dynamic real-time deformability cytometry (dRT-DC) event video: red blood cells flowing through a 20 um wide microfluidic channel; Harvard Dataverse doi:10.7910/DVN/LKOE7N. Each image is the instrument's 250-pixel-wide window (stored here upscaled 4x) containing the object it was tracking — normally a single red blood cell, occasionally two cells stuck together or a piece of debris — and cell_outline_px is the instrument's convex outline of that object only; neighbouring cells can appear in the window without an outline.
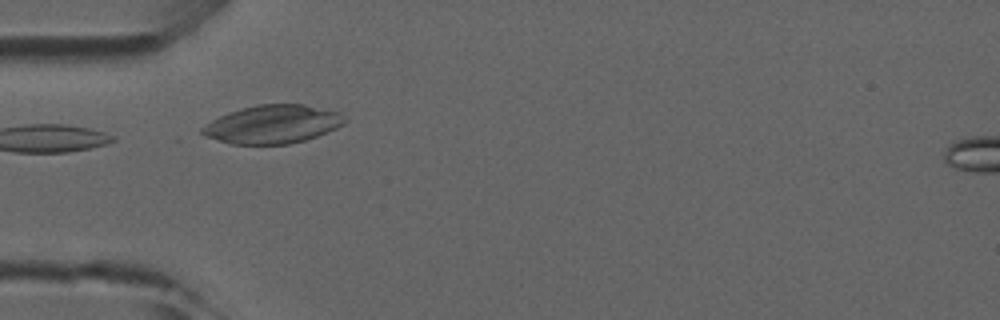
{"species": "common noctule bat (a hibernating species)", "species_latin": "Nyctalus noctula", "temperature_condition": "room temperature", "stored_images_in_passage": 18, "camera_frame_rate_fps": 3000, "um_per_image_px": 0.085, "animal": {"sex": "male", "forearm_length_mm": 52.5}, "frame": {"image": 1, "passage_image": 1, "time_ms": 0.0, "image_size_px": [1000, 320], "cell_outline_px": [[348, 120], [344, 124], [336, 128], [316, 136], [304, 140], [288, 144], [232, 144], [204, 136], [200, 132], [200, 128], [212, 120], [220, 116], [240, 108], [256, 104], [304, 104], [340, 112]], "centroid_in_image_um": [23.18, 10.55], "position_along_channel_um": 61.8, "area_um2": 31.85}}